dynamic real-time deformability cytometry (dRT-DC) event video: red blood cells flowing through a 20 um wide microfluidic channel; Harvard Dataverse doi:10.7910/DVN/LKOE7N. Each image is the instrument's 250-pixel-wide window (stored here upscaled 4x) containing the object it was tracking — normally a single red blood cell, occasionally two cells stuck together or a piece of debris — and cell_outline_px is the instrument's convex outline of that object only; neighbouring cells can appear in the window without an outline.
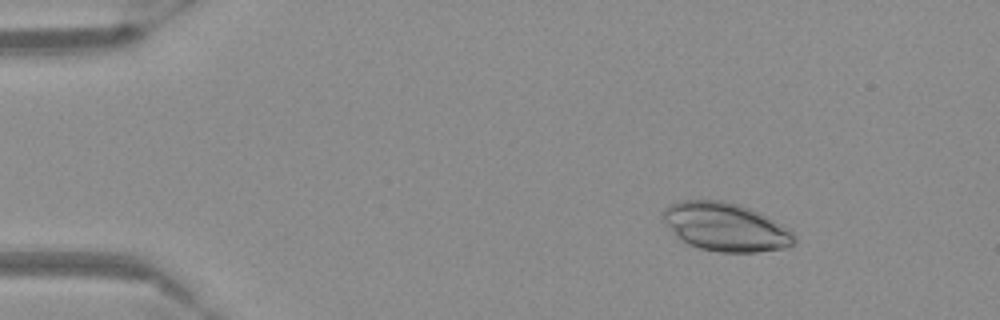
{"species": "Egyptian fruit bat (a non-hibernating species)", "species_latin": "Rousettus aegyptiacus", "temperature_condition": "warm", "stored_images_in_passage": 55, "camera_frame_rate_fps": 3000, "um_per_image_px": 0.085, "frame": {"image": 1, "passage_image": 8, "time_ms": 2.333, "image_size_px": [1000, 320], "cell_outline_px": [[796, 244], [784, 248], [756, 252], [720, 252], [700, 248], [688, 244], [680, 240], [676, 236], [664, 220], [660, 212], [664, 208], [680, 200], [724, 200], [740, 204], [780, 224], [792, 232], [796, 236]], "centroid_in_image_um": [61.65, 19.29], "position_along_channel_um": 23.4, "area_um2": 36.82}}
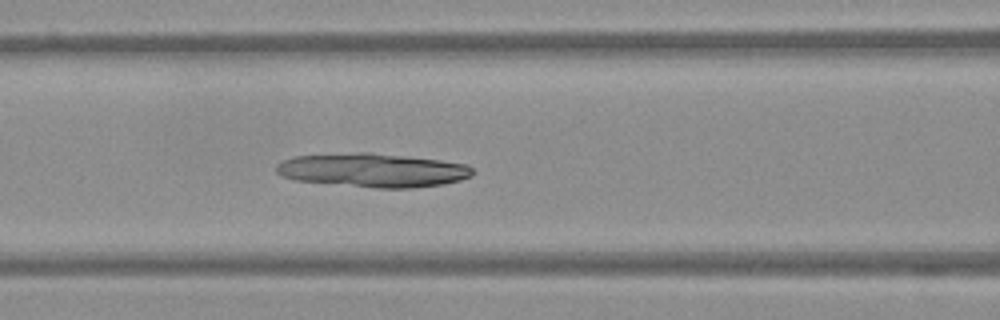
{"frame": {"image": 2, "passage_image": 24, "time_ms": 7.667, "image_size_px": [1000, 320], "cell_outline_px": [[472, 176], [460, 180], [444, 184], [412, 188], [376, 188], [296, 180], [280, 176], [276, 172], [276, 164], [292, 156], [356, 152], [368, 152], [440, 160], [468, 164], [472, 168]], "centroid_in_image_um": [31.67, 14.46], "position_along_channel_um": 134.9, "area_um2": 38.73}}
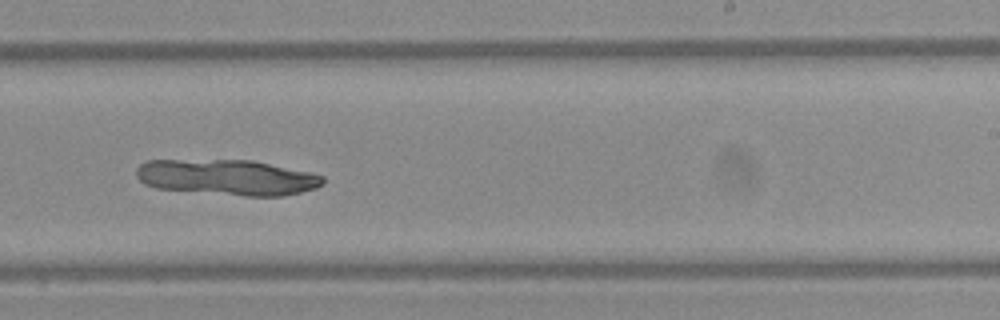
{"frame": {"image": 3, "passage_image": 35, "time_ms": 11.333, "image_size_px": [1000, 320], "cell_outline_px": [[324, 184], [316, 188], [284, 196], [244, 196], [156, 188], [144, 184], [136, 176], [136, 168], [140, 164], [148, 160], [252, 160], [312, 172], [324, 176]], "centroid_in_image_um": [19.34, 15.07], "position_along_channel_um": 269.7, "area_um2": 38.96}}